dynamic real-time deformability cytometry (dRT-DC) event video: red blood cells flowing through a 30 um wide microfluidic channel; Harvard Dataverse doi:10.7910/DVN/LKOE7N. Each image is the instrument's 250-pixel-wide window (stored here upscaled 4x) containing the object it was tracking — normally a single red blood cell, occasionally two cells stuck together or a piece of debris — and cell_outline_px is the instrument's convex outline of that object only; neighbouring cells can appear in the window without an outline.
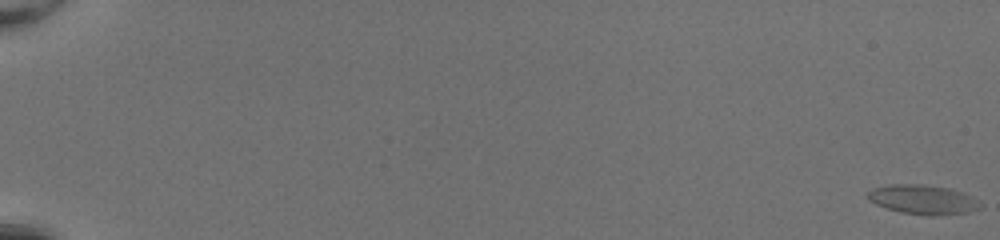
{"species": "common noctule bat (a hibernating species)", "species_latin": "Nyctalus noctula", "temperature_condition": "room temperature", "stored_images_in_passage": 54, "camera_frame_rate_fps": 3000, "um_per_image_px": 0.085, "animal": {"sex": "female", "body_mass_g": 20.0, "forearm_length_mm": 54.0}, "frame": {"image": 1, "passage_image": 1, "time_ms": 0.0, "image_size_px": [1000, 240], "cell_outline_px": [[984, 204], [980, 208], [968, 212], [932, 216], [928, 216], [900, 212], [876, 204], [868, 200], [868, 192], [872, 188], [888, 184], [920, 184], [948, 188], [964, 192], [972, 196]], "centroid_in_image_um": [78.47, 16.96], "position_along_channel_um": 6.5, "area_um2": 19.42}}
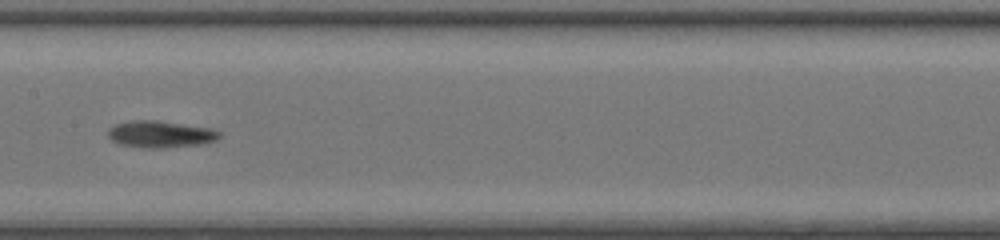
{"frame": {"image": 2, "passage_image": 31, "time_ms": 10.0, "image_size_px": [1000, 240], "cell_outline_px": [[220, 136], [216, 140], [204, 144], [164, 148], [148, 148], [120, 144], [112, 140], [108, 136], [108, 128], [116, 124], [132, 120], [156, 120], [212, 128], [220, 132]], "centroid_in_image_um": [13.66, 11.41], "position_along_channel_um": 193.7, "area_um2": 17.46}}
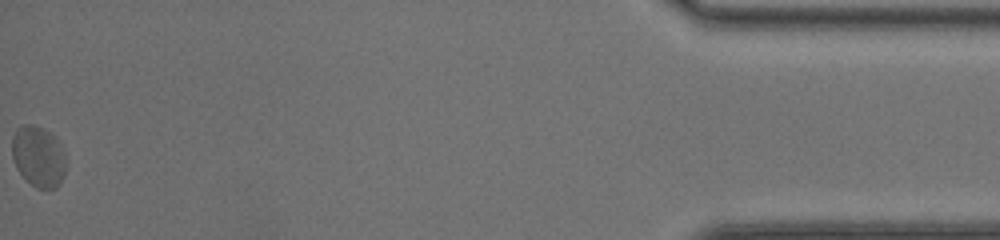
{"frame": {"image": 3, "passage_image": 54, "time_ms": 17.667, "image_size_px": [1000, 240], "cell_outline_px": [[64, 172], [60, 184], [56, 188], [36, 188], [16, 168], [12, 156], [12, 136], [16, 128], [24, 124], [32, 124], [44, 128], [56, 136], [64, 152]], "centroid_in_image_um": [3.25, 13.26], "position_along_channel_um": 431.9, "area_um2": 19.13}, "authors_computed_cell_mechanics": {"area_um2": 17.0799, "velocity_mm_per_s": 4.1685, "shape_relaxation_time_tau1_ms": null, "shape_relaxation_time_tau2_ms": 3.8162, "deformation_change_tau1": null, "deformation_change_tau2": 0.1117}}